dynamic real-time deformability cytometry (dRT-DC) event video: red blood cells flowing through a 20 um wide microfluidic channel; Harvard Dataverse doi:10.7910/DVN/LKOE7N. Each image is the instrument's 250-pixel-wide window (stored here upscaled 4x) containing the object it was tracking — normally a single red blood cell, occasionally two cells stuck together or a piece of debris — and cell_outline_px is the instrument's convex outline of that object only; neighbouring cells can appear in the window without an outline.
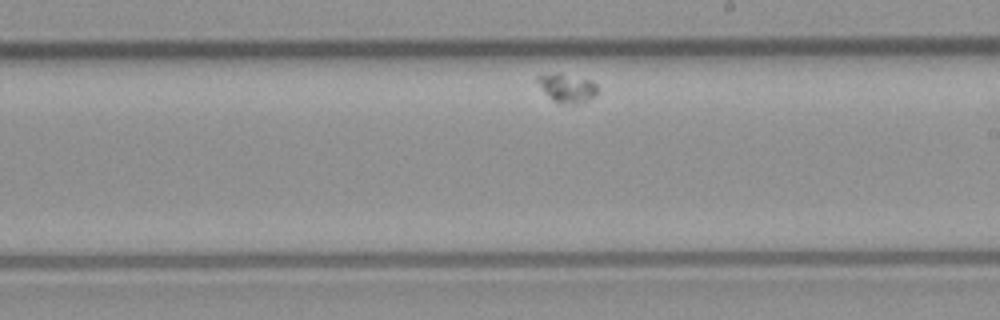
{"species": "common noctule bat (a hibernating species)", "species_latin": "Nyctalus noctula", "temperature_condition": "room temperature", "stored_images_in_passage": 31, "camera_frame_rate_fps": 3000, "um_per_image_px": 0.085, "animal": {"sex": "male", "body_mass_g": 23.1, "forearm_length_mm": 52.7}, "frame": {"image": 1, "passage_image": 18, "time_ms": 5.667, "image_size_px": [1000, 320], "cell_outline_px": [[600, 88], [588, 100], [576, 104], [560, 104], [552, 100], [544, 92], [536, 80], [536, 76], [556, 72], [560, 72], [592, 80]], "centroid_in_image_um": [48.19, 7.46], "position_along_channel_um": 240.8, "area_um2": 10.23}}